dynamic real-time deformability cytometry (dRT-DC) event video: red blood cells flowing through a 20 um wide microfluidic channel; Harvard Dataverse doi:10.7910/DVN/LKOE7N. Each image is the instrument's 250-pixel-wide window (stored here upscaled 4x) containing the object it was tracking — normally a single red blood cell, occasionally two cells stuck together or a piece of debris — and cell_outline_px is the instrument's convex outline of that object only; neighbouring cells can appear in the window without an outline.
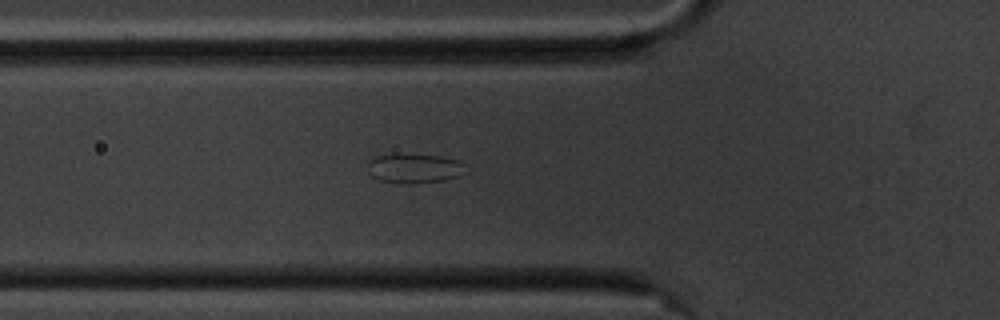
{"species": "common noctule bat (a hibernating species)", "species_latin": "Nyctalus noctula", "temperature_condition": "cold", "stored_images_in_passage": 45, "camera_frame_rate_fps": 3000, "um_per_image_px": 0.085, "animal": {"sex": "male", "body_mass_g": 20.1, "forearm_length_mm": 53.5}, "frame": {"image": 1, "passage_image": 9, "time_ms": 2.667, "image_size_px": [1000, 320], "cell_outline_px": [[468, 172], [460, 176], [444, 180], [408, 184], [400, 184], [380, 180], [372, 176], [368, 164], [376, 156], [440, 156], [460, 160], [464, 164]], "centroid_in_image_um": [35.33, 14.35], "position_along_channel_um": 90.5, "area_um2": 16.36}}
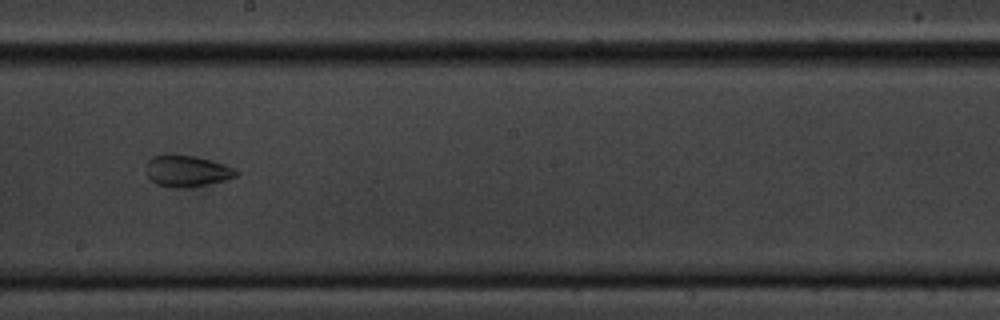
{"frame": {"image": 2, "passage_image": 21, "time_ms": 6.667, "image_size_px": [1000, 320], "cell_outline_px": [[240, 172], [236, 176], [224, 180], [208, 184], [176, 188], [156, 184], [148, 176], [148, 160], [152, 156], [172, 152], [192, 156], [224, 164], [236, 168]], "centroid_in_image_um": [15.89, 14.51], "position_along_channel_um": 232.3, "area_um2": 16.42}}
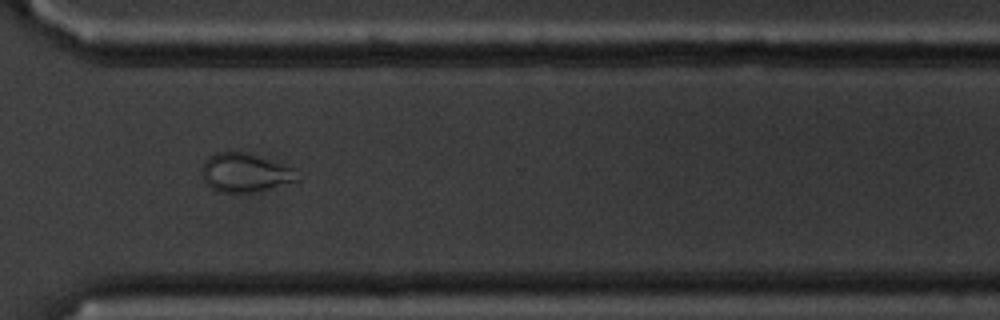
{"frame": {"image": 3, "passage_image": 31, "time_ms": 10.0, "image_size_px": [1000, 320], "cell_outline_px": [[304, 176], [300, 180], [252, 192], [220, 192], [212, 188], [204, 180], [204, 160], [208, 156], [216, 152], [244, 152], [292, 168]], "centroid_in_image_um": [20.86, 14.68], "position_along_channel_um": 349.7, "area_um2": 21.04}}